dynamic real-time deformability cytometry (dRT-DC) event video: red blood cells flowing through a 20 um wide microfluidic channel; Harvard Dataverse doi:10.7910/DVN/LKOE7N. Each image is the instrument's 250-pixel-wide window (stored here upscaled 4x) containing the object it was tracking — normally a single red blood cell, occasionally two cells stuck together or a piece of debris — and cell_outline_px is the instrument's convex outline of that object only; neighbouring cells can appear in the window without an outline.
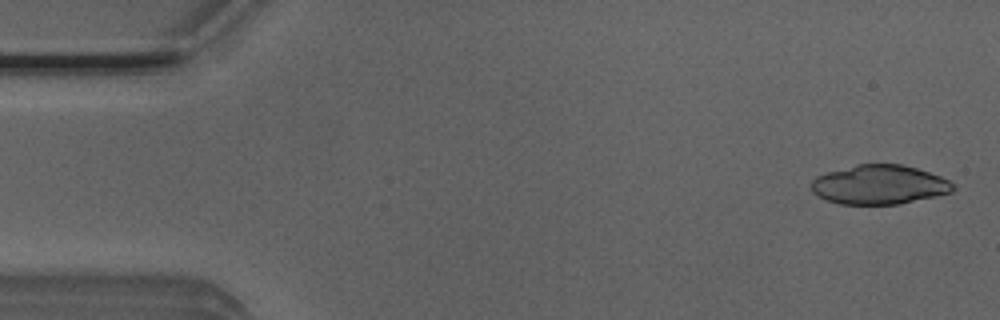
{"species": "Egyptian fruit bat (a non-hibernating species)", "species_latin": "Rousettus aegyptiacus", "temperature_condition": "room temperature", "stored_images_in_passage": 7, "camera_frame_rate_fps": 3000, "um_per_image_px": 0.085, "animal": {"sex": "male"}, "frame": {"image": 1, "passage_image": 1, "time_ms": 0.0, "image_size_px": [1000, 320], "cell_outline_px": [[956, 188], [952, 192], [936, 196], [900, 204], [840, 204], [824, 200], [812, 192], [812, 180], [816, 176], [828, 172], [856, 164], [900, 164], [916, 168], [940, 176], [948, 180]], "centroid_in_image_um": [74.73, 15.7], "position_along_channel_um": 10.3, "area_um2": 32.43}}